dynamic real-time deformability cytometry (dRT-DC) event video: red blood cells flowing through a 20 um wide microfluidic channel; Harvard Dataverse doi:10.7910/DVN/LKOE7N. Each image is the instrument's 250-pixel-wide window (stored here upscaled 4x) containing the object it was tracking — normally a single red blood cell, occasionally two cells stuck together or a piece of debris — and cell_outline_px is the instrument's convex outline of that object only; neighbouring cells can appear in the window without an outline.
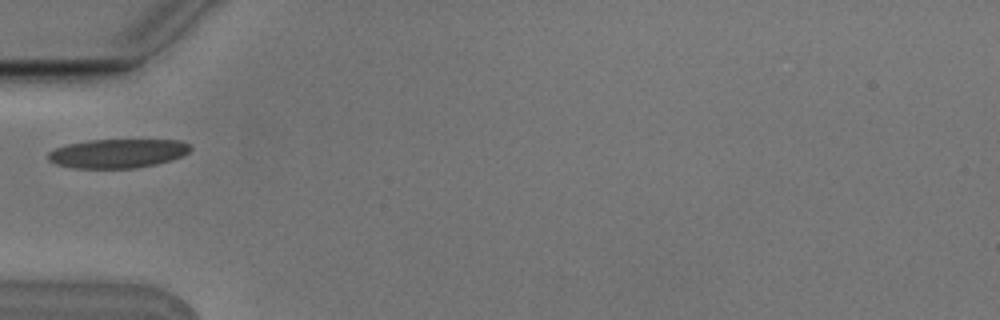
{"species": "Egyptian fruit bat (a non-hibernating species)", "species_latin": "Rousettus aegyptiacus", "temperature_condition": "cold", "stored_images_in_passage": 2, "camera_frame_rate_fps": 3000, "um_per_image_px": 0.085, "animal": {"sex": "male"}, "frame": {"image": 1, "passage_image": 1, "time_ms": 0.0, "image_size_px": [1000, 320], "cell_outline_px": [[192, 148], [184, 156], [172, 160], [156, 164], [136, 168], [72, 168], [56, 164], [48, 160], [48, 152], [56, 148], [68, 144], [88, 140], [180, 140], [188, 144]], "centroid_in_image_um": [10.01, 13.04], "position_along_channel_um": 75.0, "area_um2": 24.1}}